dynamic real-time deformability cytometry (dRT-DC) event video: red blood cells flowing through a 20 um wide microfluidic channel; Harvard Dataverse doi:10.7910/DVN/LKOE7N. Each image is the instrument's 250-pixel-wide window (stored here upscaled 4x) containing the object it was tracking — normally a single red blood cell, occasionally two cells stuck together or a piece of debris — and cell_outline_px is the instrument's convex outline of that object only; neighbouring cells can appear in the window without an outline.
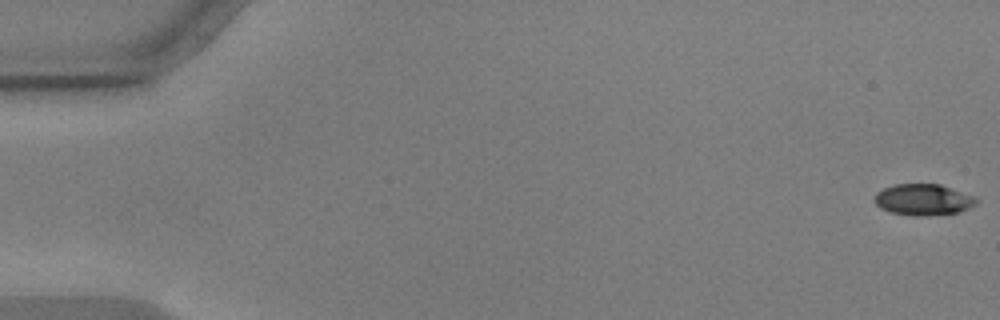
{"species": "common noctule bat (a hibernating species)", "species_latin": "Nyctalus noctula", "temperature_condition": "warm", "stored_images_in_passage": 57, "camera_frame_rate_fps": 3000, "um_per_image_px": 0.085, "animal": {"sex": "male", "body_mass_g": 17.9, "forearm_length_mm": 54.2}, "frame": {"image": 1, "passage_image": 1, "time_ms": 0.0, "image_size_px": [1000, 320], "cell_outline_px": [[980, 200], [976, 204], [960, 212], [928, 216], [912, 216], [892, 212], [880, 208], [876, 204], [876, 192], [884, 188], [896, 184], [940, 184], [976, 196]], "centroid_in_image_um": [78.53, 16.97], "position_along_channel_um": 6.5, "area_um2": 18.67}}
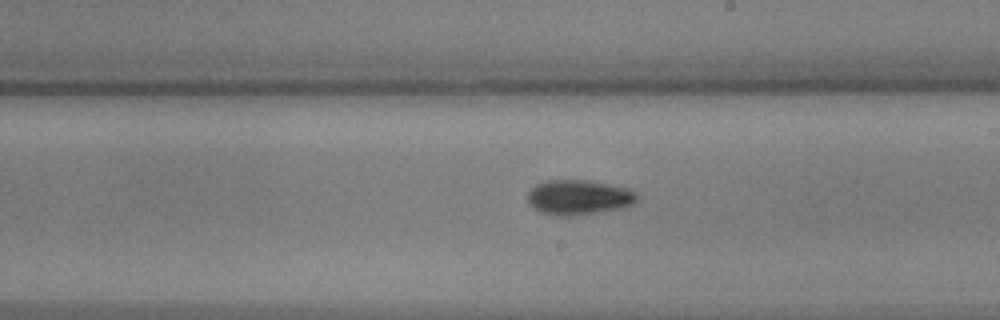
{"frame": {"image": 2, "passage_image": 33, "time_ms": 10.667, "image_size_px": [1000, 320], "cell_outline_px": [[636, 204], [620, 208], [572, 216], [564, 216], [540, 212], [528, 200], [528, 192], [536, 184], [548, 180], [588, 180], [608, 184], [624, 188], [636, 192]], "centroid_in_image_um": [49.19, 16.76], "position_along_channel_um": 239.8, "area_um2": 21.85}}
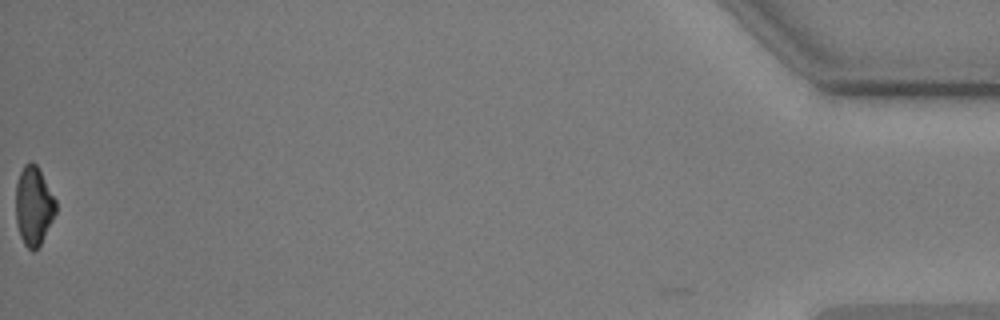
{"frame": {"image": 3, "passage_image": 57, "time_ms": 18.667, "image_size_px": [1000, 320], "cell_outline_px": [[56, 212], [40, 244], [32, 252], [24, 244], [20, 236], [16, 224], [16, 184], [20, 172], [24, 164], [28, 160], [32, 160], [36, 164], [56, 200]], "centroid_in_image_um": [2.84, 17.47], "position_along_channel_um": 432.4, "area_um2": 18.32}, "authors_computed_cell_mechanics": {"area_um2": 19.7676, "velocity_mm_per_s": 3.6043, "shape_relaxation_time_tau1_ms": 3.5949, "shape_relaxation_time_tau2_ms": null, "deformation_change_tau1": 0.1274, "deformation_change_tau2": null}}